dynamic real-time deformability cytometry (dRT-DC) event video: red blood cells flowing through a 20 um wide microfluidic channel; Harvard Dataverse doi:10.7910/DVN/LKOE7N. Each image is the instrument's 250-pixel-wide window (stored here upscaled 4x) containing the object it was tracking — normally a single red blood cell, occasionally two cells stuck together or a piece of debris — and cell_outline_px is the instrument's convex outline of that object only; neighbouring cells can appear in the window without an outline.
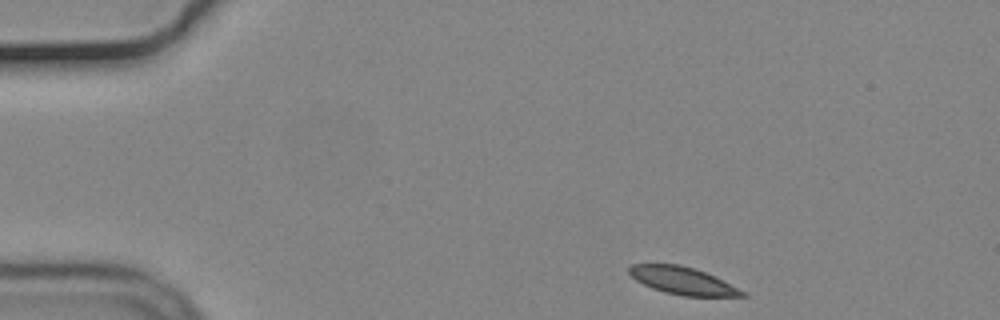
{"species": "common noctule bat (a hibernating species)", "species_latin": "Nyctalus noctula", "temperature_condition": "cold", "stored_images_in_passage": 48, "camera_frame_rate_fps": 3000, "um_per_image_px": 0.085, "animal": {"sex": "male", "body_mass_g": 19.2, "forearm_length_mm": 51.8}, "frame": {"image": 1, "passage_image": 1, "time_ms": 0.0, "image_size_px": [1000, 320], "cell_outline_px": [[748, 296], [684, 296], [664, 292], [652, 288], [636, 280], [628, 272], [628, 268], [632, 264], [676, 264], [692, 268], [704, 272], [748, 292]], "centroid_in_image_um": [58.03, 23.87], "position_along_channel_um": 27.0, "area_um2": 17.86}}
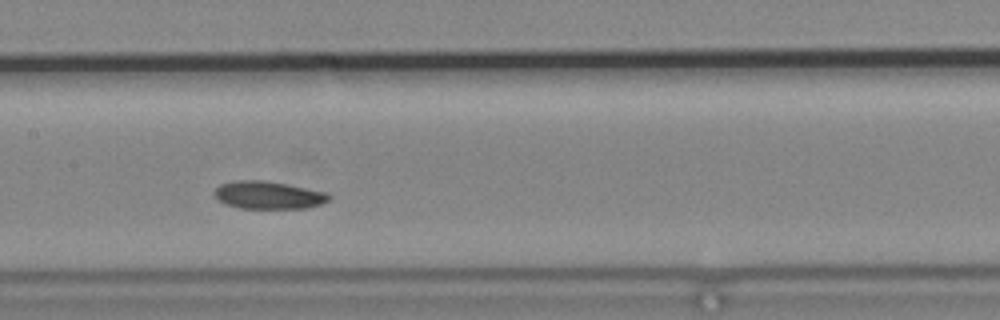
{"frame": {"image": 2, "passage_image": 20, "time_ms": 6.333, "image_size_px": [1000, 320], "cell_outline_px": [[332, 196], [328, 200], [320, 204], [308, 208], [240, 208], [224, 204], [216, 200], [216, 188], [220, 184], [240, 180], [264, 180], [328, 192]], "centroid_in_image_um": [22.82, 16.59], "position_along_channel_um": 184.6, "area_um2": 18.44}}
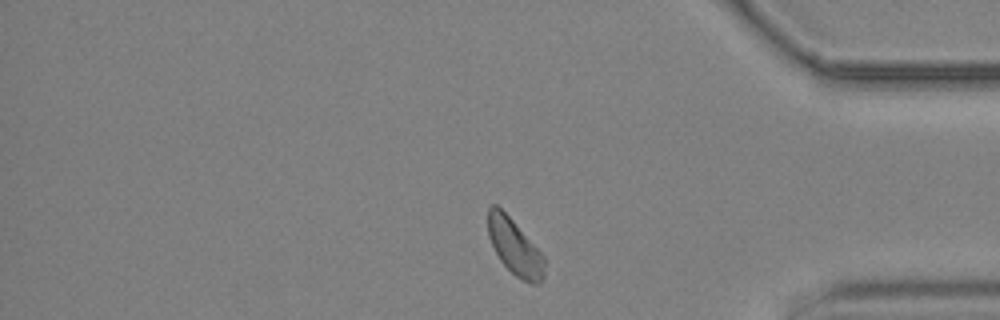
{"frame": {"image": 3, "passage_image": 39, "time_ms": 12.667, "image_size_px": [1000, 320], "cell_outline_px": [[544, 276], [536, 284], [532, 284], [520, 280], [500, 260], [488, 236], [488, 208], [492, 204], [496, 204], [512, 220], [544, 256]], "centroid_in_image_um": [43.74, 21.01], "position_along_channel_um": 391.5, "area_um2": 17.98}, "authors_computed_cell_mechanics": {"area_um2": 18.785, "velocity_mm_per_s": 3.6356, "shape_relaxation_time_tau1_ms": 5.7003, "shape_relaxation_time_tau2_ms": null, "deformation_change_tau1": 0.0964, "deformation_change_tau2": null}}